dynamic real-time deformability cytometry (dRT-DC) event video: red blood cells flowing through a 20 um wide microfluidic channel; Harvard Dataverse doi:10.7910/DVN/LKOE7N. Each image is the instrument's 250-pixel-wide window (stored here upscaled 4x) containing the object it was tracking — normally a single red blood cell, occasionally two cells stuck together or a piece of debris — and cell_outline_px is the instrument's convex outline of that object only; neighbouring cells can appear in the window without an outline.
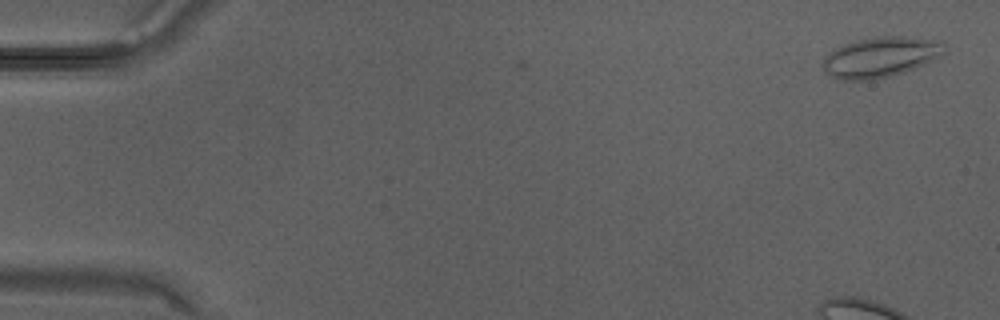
{"species": "Egyptian fruit bat (a non-hibernating species)", "species_latin": "Rousettus aegyptiacus", "temperature_condition": "warm", "stored_images_in_passage": 2, "camera_frame_rate_fps": 3000, "um_per_image_px": 0.085, "animal": {"sex": "male"}, "frame": {"image": 1, "passage_image": 2, "time_ms": 0.333, "image_size_px": [1000, 320], "cell_outline_px": [[944, 52], [904, 72], [876, 80], [840, 80], [824, 72], [824, 56], [836, 48], [844, 44], [856, 40], [872, 36], [904, 36], [944, 40]], "centroid_in_image_um": [74.8, 4.83], "position_along_channel_um": 10.2, "area_um2": 28.38}}